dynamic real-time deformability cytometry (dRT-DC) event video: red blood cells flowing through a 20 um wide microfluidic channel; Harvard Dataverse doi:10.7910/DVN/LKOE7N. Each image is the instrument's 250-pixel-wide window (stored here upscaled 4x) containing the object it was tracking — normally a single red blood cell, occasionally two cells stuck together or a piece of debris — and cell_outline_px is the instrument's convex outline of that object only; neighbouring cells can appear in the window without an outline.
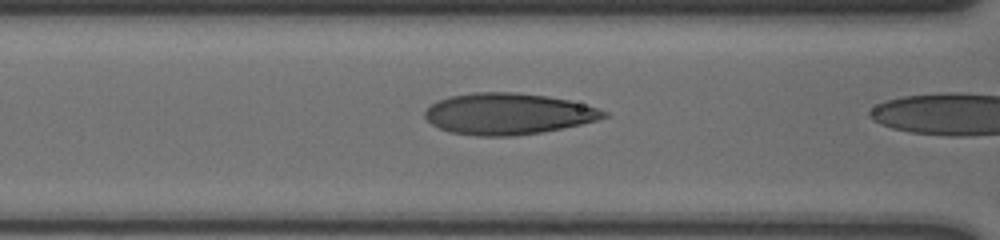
{"species": "human", "species_latin": "Homo sapiens", "temperature_condition": "cold", "stored_images_in_passage": 11, "camera_frame_rate_fps": 3000, "um_per_image_px": 0.085, "donor": {"sex": "male"}, "frame": {"image": 1, "passage_image": 10, "time_ms": 3.0, "image_size_px": [1000, 240], "cell_outline_px": [[608, 116], [596, 120], [580, 124], [540, 132], [512, 136], [476, 136], [448, 132], [432, 124], [424, 116], [424, 112], [436, 100], [448, 96], [472, 92], [516, 92], [548, 96], [568, 100], [596, 108], [608, 112]], "centroid_in_image_um": [43.13, 9.67], "position_along_channel_um": 123.5, "area_um2": 42.95}}